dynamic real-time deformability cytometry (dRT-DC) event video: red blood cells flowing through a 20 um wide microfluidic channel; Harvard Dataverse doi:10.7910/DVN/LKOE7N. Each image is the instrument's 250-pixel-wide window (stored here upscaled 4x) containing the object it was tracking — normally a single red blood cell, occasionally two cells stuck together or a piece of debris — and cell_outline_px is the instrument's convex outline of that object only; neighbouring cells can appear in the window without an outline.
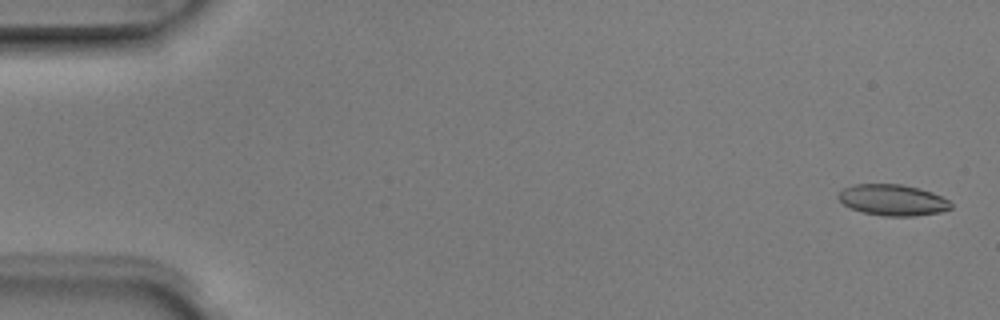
{"species": "Egyptian fruit bat (a non-hibernating species)", "species_latin": "Rousettus aegyptiacus", "temperature_condition": "room temperature", "stored_images_in_passage": 4, "camera_frame_rate_fps": 3000, "um_per_image_px": 0.085, "animal": {"sex": "male"}, "frame": {"image": 1, "passage_image": 1, "time_ms": 0.0, "image_size_px": [1000, 320], "cell_outline_px": [[952, 208], [940, 212], [912, 216], [884, 216], [864, 212], [852, 208], [844, 204], [836, 196], [844, 188], [856, 184], [900, 184], [920, 188], [932, 192], [948, 200], [952, 204]], "centroid_in_image_um": [75.89, 17.0], "position_along_channel_um": 9.1, "area_um2": 20.23}}
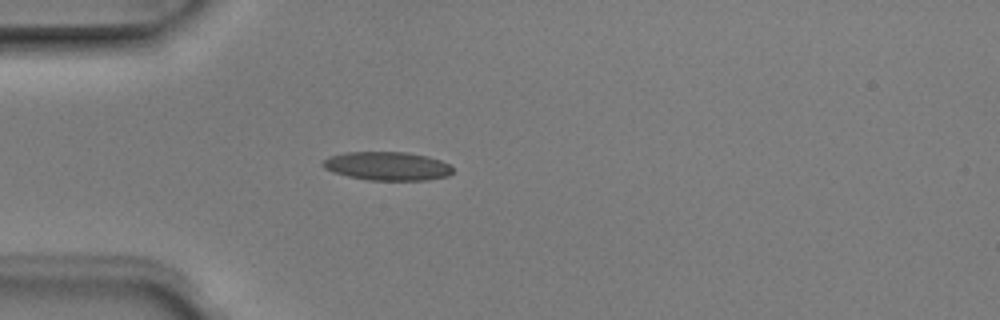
{"frame": {"image": 2, "passage_image": 4, "time_ms": 1.0, "image_size_px": [1000, 320], "cell_outline_px": [[452, 172], [448, 176], [428, 180], [368, 180], [348, 176], [332, 172], [324, 168], [320, 164], [324, 160], [332, 156], [344, 152], [408, 152], [428, 156], [440, 160], [448, 164], [452, 168]], "centroid_in_image_um": [32.91, 14.11], "position_along_channel_um": 52.1, "area_um2": 21.68}}